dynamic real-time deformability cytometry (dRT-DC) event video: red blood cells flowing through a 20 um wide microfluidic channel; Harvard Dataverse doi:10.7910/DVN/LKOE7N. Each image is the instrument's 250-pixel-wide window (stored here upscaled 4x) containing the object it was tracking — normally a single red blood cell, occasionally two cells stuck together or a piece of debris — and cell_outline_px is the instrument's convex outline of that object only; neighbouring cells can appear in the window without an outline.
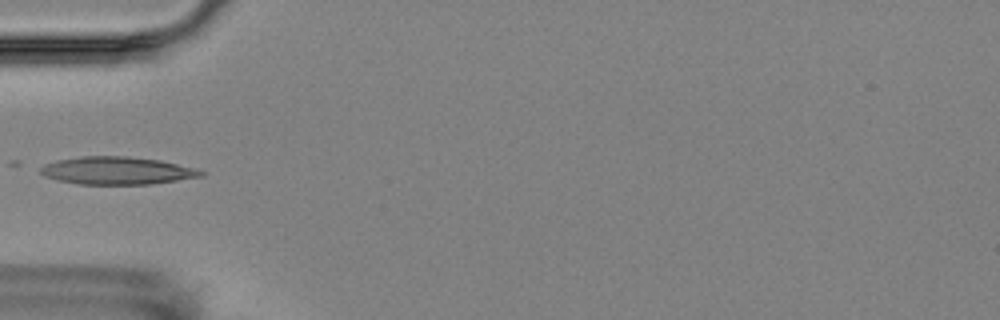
{"species": "Egyptian fruit bat (a non-hibernating species)", "species_latin": "Rousettus aegyptiacus", "temperature_condition": "room temperature", "stored_images_in_passage": 6, "camera_frame_rate_fps": 3000, "um_per_image_px": 0.085, "animal": {"sex": "female"}, "frame": {"image": 1, "passage_image": 6, "time_ms": 5.667, "image_size_px": [1000, 320], "cell_outline_px": [[204, 176], [152, 184], [80, 184], [56, 180], [44, 176], [40, 172], [40, 168], [44, 164], [56, 160], [80, 156], [128, 156], [160, 160], [196, 168], [204, 172]], "centroid_in_image_um": [9.93, 14.5], "position_along_channel_um": 75.1, "area_um2": 26.01}}